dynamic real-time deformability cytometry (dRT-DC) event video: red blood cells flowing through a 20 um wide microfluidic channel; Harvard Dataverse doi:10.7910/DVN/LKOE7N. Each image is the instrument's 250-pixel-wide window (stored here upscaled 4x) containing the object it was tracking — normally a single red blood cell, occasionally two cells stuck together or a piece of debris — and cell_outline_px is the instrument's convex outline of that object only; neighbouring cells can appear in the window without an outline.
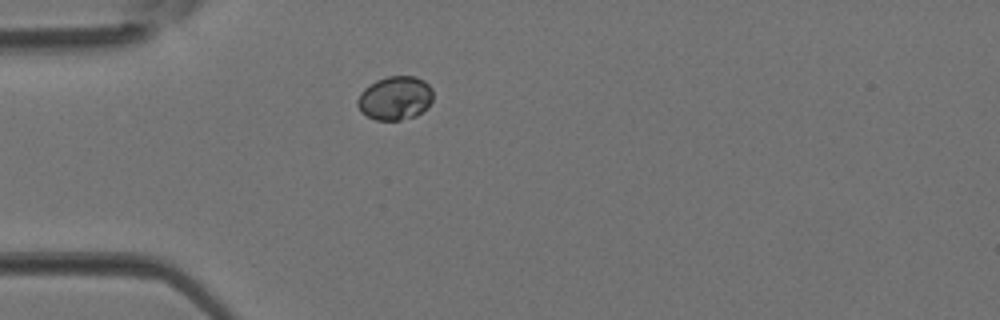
{"species": "Egyptian fruit bat (a non-hibernating species)", "species_latin": "Rousettus aegyptiacus", "temperature_condition": "room temperature", "stored_images_in_passage": 1, "camera_frame_rate_fps": 3000, "um_per_image_px": 0.085, "animal": {"sex": "female"}, "frame": {"image": 1, "passage_image": 1, "time_ms": 0.0, "image_size_px": [1000, 320], "cell_outline_px": [[432, 100], [428, 108], [416, 116], [400, 120], [376, 120], [360, 112], [356, 104], [356, 100], [360, 92], [364, 88], [376, 80], [388, 76], [416, 76], [424, 80], [432, 88]], "centroid_in_image_um": [33.58, 8.34], "position_along_channel_um": 51.4, "area_um2": 19.54}}